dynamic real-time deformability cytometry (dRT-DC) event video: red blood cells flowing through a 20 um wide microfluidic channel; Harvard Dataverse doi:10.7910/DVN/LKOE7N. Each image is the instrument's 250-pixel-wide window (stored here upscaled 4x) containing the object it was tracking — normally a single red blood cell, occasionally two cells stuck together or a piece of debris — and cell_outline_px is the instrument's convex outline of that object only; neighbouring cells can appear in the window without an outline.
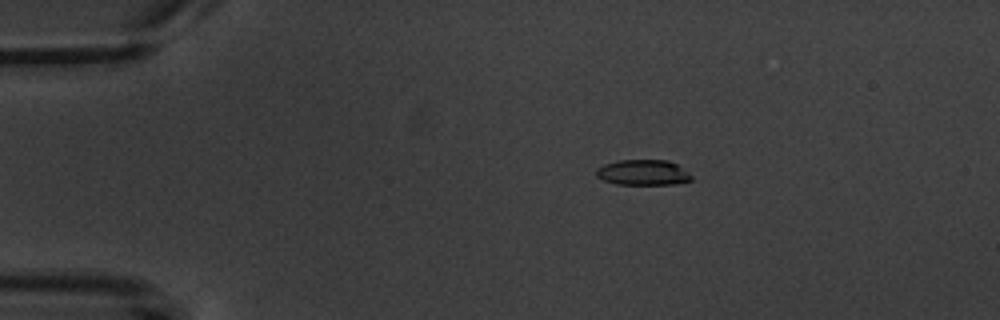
{"species": "common noctule bat (a hibernating species)", "species_latin": "Nyctalus noctula", "temperature_condition": "warm", "stored_images_in_passage": 8, "camera_frame_rate_fps": 3000, "um_per_image_px": 0.085, "animal": {"sex": "male", "body_mass_g": 20.1, "forearm_length_mm": 53.5}, "frame": {"image": 1, "passage_image": 3, "time_ms": 3.0, "image_size_px": [1000, 320], "cell_outline_px": [[692, 180], [672, 184], [616, 184], [604, 180], [596, 176], [596, 168], [604, 164], [620, 160], [668, 160], [676, 164], [688, 172], [692, 176]], "centroid_in_image_um": [54.64, 14.66], "position_along_channel_um": 30.4, "area_um2": 14.05}}
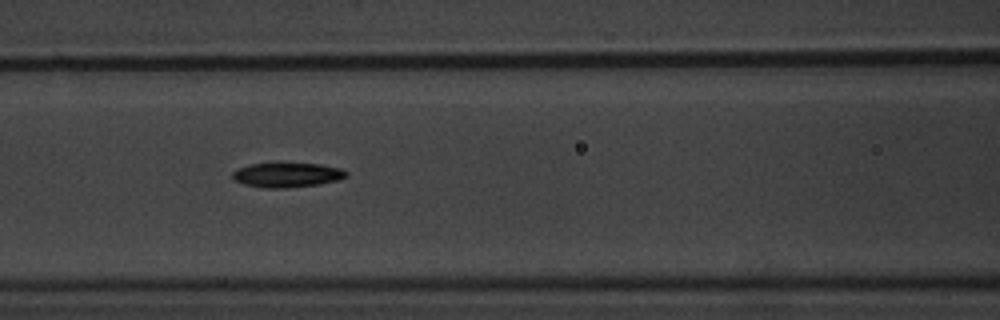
{"frame": {"image": 2, "passage_image": 7, "time_ms": 7.667, "image_size_px": [1000, 320], "cell_outline_px": [[348, 176], [336, 180], [320, 184], [284, 188], [264, 188], [244, 184], [232, 180], [232, 172], [236, 168], [248, 164], [276, 160], [320, 164], [340, 168], [348, 172]], "centroid_in_image_um": [24.33, 14.81], "position_along_channel_um": 142.3, "area_um2": 17.28}}
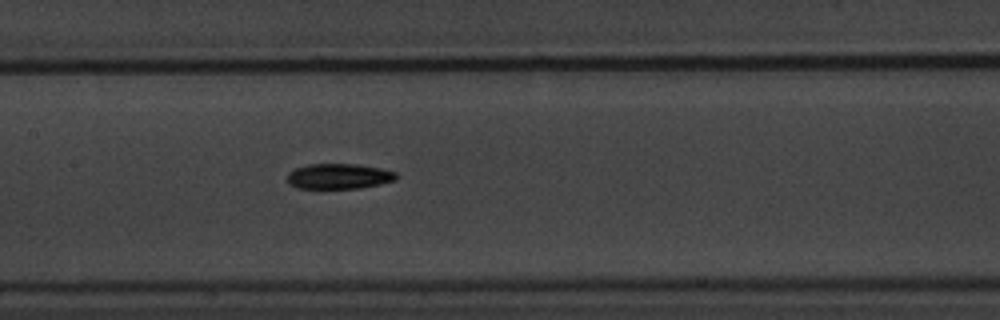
{"frame": {"image": 3, "passage_image": 8, "time_ms": 8.667, "image_size_px": [1000, 320], "cell_outline_px": [[400, 176], [396, 180], [380, 184], [360, 188], [296, 188], [288, 184], [288, 172], [296, 168], [308, 164], [356, 164], [380, 168], [396, 172]], "centroid_in_image_um": [28.82, 14.98], "position_along_channel_um": 178.6, "area_um2": 16.18}}